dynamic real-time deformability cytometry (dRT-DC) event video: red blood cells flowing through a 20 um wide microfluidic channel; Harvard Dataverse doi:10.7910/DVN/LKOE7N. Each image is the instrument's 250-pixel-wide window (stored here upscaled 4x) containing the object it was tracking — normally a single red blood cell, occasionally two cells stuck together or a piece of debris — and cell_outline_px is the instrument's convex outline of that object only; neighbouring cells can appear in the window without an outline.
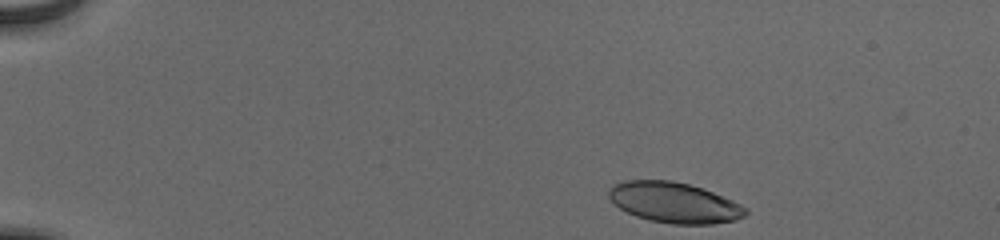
{"species": "human", "species_latin": "Homo sapiens", "temperature_condition": "cold", "stored_images_in_passage": 46, "camera_frame_rate_fps": 3000, "um_per_image_px": 0.085, "donor": {"sex": "male"}, "frame": {"image": 1, "passage_image": 1, "time_ms": 0.0, "image_size_px": [1000, 240], "cell_outline_px": [[748, 212], [744, 216], [736, 220], [712, 224], [672, 224], [648, 220], [636, 216], [620, 208], [608, 196], [608, 192], [612, 184], [624, 180], [672, 180], [688, 184], [712, 192], [732, 200], [748, 208]], "centroid_in_image_um": [57.31, 17.22], "position_along_channel_um": 27.7, "area_um2": 32.25}}
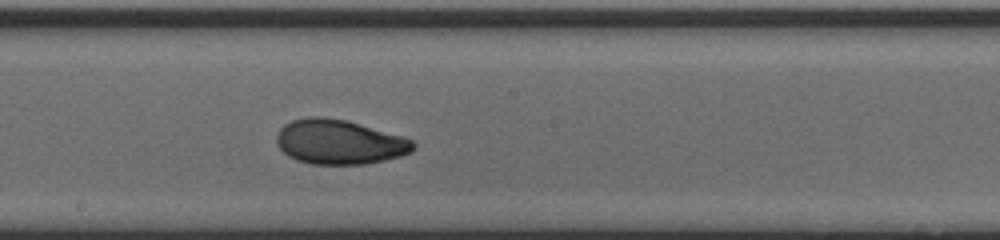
{"frame": {"image": 2, "passage_image": 24, "time_ms": 7.667, "image_size_px": [1000, 240], "cell_outline_px": [[416, 148], [412, 152], [400, 156], [384, 160], [364, 164], [312, 164], [296, 160], [288, 156], [276, 144], [276, 136], [280, 128], [284, 124], [292, 120], [308, 116], [324, 116], [348, 120], [404, 136], [412, 140], [416, 144]], "centroid_in_image_um": [28.85, 12.05], "position_along_channel_um": 219.3, "area_um2": 35.95}}
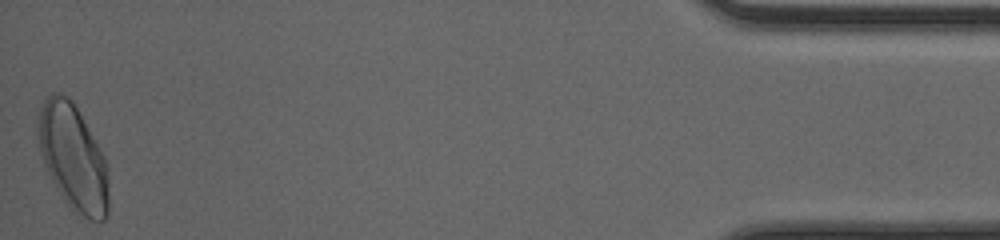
{"frame": {"image": 3, "passage_image": 46, "time_ms": 15.0, "image_size_px": [1000, 240], "cell_outline_px": [[108, 216], [104, 220], [88, 220], [72, 212], [56, 188], [44, 164], [36, 136], [36, 116], [44, 100], [52, 92], [60, 92], [68, 96], [72, 100], [104, 156], [108, 168]], "centroid_in_image_um": [6.19, 13.39], "position_along_channel_um": 429.0, "area_um2": 44.1}, "authors_computed_cell_mechanics": {"area_um2": 35.1424, "velocity_mm_per_s": 3.9057, "shape_relaxation_time_tau1_ms": 3.5493, "shape_relaxation_time_tau2_ms": 1.4741, "deformation_change_tau1": 0.1494, "deformation_change_tau2": 0.051}}